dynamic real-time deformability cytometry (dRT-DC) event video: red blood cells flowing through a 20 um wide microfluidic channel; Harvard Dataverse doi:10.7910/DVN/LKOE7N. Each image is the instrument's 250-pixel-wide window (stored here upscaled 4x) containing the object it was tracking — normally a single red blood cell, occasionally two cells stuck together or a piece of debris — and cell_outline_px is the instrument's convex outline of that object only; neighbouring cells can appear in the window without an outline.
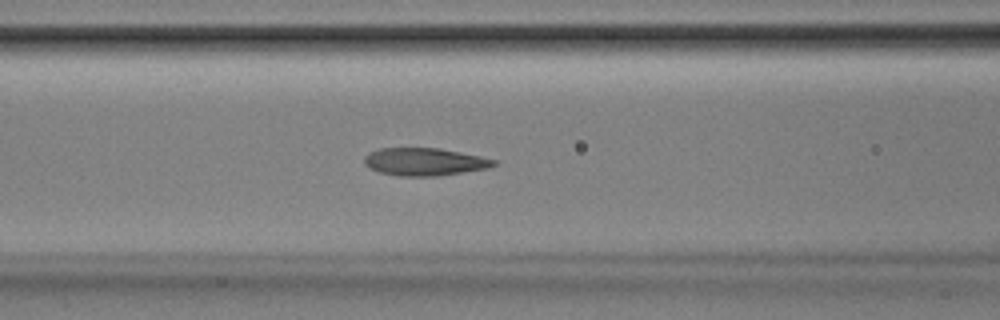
{"species": "Egyptian fruit bat (a non-hibernating species)", "species_latin": "Rousettus aegyptiacus", "temperature_condition": "room temperature", "stored_images_in_passage": 42, "camera_frame_rate_fps": 3000, "um_per_image_px": 0.085, "animal": {"sex": "male"}, "frame": {"image": 1, "passage_image": 15, "time_ms": 4.667, "image_size_px": [1000, 320], "cell_outline_px": [[500, 164], [488, 168], [436, 176], [400, 176], [380, 172], [368, 168], [364, 164], [364, 156], [368, 152], [380, 148], [440, 148], [480, 156], [496, 160]], "centroid_in_image_um": [36.07, 13.74], "position_along_channel_um": 130.5, "area_um2": 20.98}}
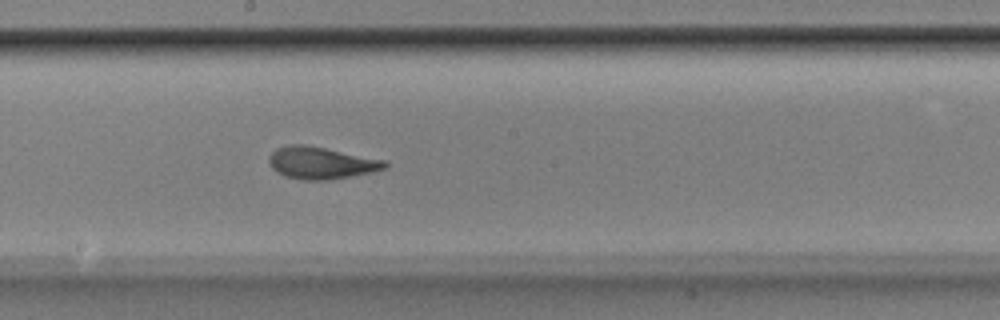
{"frame": {"image": 2, "passage_image": 22, "time_ms": 7.0, "image_size_px": [1000, 320], "cell_outline_px": [[388, 168], [372, 172], [328, 180], [300, 180], [284, 176], [276, 172], [272, 168], [268, 160], [268, 156], [276, 148], [288, 144], [308, 144], [388, 160]], "centroid_in_image_um": [27.31, 13.83], "position_along_channel_um": 220.9, "area_um2": 22.2}}
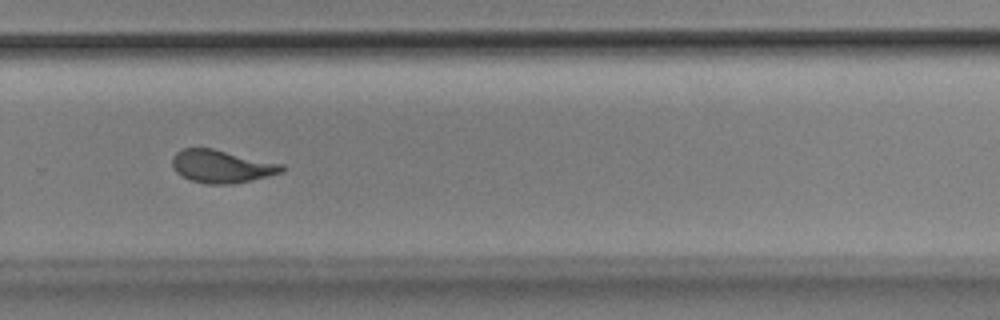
{"frame": {"image": 3, "passage_image": 29, "time_ms": 9.333, "image_size_px": [1000, 320], "cell_outline_px": [[288, 168], [284, 172], [252, 180], [232, 184], [208, 184], [192, 180], [180, 176], [172, 168], [172, 156], [176, 152], [184, 148], [212, 148], [284, 164]], "centroid_in_image_um": [18.86, 14.14], "position_along_channel_um": 310.9, "area_um2": 21.21}, "authors_computed_cell_mechanics": {"area_um2": 21.2126, "velocity_mm_per_s": 3.8818, "shape_relaxation_time_tau1_ms": 5.986, "shape_relaxation_time_tau2_ms": 1.4828, "deformation_change_tau1": 0.2002, "deformation_change_tau2": 0.0883}}